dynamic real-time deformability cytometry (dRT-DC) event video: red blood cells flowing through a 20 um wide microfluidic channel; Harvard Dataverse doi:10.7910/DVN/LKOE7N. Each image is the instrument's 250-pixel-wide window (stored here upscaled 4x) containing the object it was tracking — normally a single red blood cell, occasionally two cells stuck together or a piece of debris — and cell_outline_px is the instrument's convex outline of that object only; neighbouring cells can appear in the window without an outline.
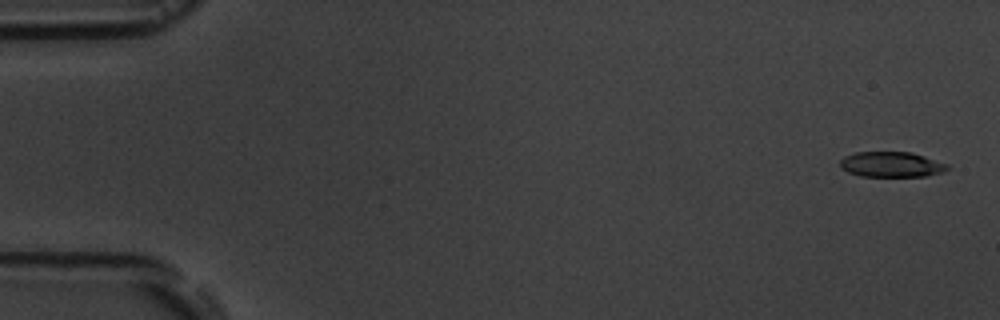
{"species": "common noctule bat (a hibernating species)", "species_latin": "Nyctalus noctula", "temperature_condition": "room temperature", "stored_images_in_passage": 5, "camera_frame_rate_fps": 3000, "um_per_image_px": 0.085, "animal": {"sex": "male", "body_mass_g": 19.5, "forearm_length_mm": 54.6}, "frame": {"image": 1, "passage_image": 1, "time_ms": 0.0, "image_size_px": [1000, 320], "cell_outline_px": [[948, 168], [944, 172], [924, 176], [860, 176], [848, 172], [840, 168], [840, 160], [844, 156], [856, 152], [912, 152], [948, 164]], "centroid_in_image_um": [75.75, 13.97], "position_along_channel_um": 9.3, "area_um2": 15.84}}
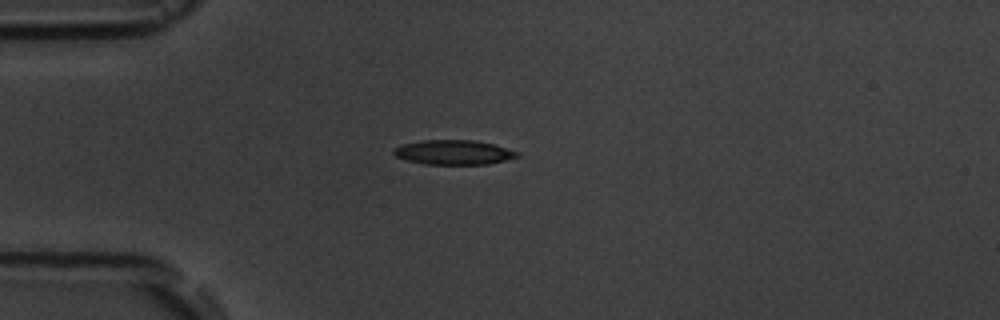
{"frame": {"image": 2, "passage_image": 5, "time_ms": 4.333, "image_size_px": [1000, 320], "cell_outline_px": [[520, 156], [488, 164], [424, 164], [408, 160], [396, 156], [392, 152], [392, 148], [404, 144], [420, 140], [476, 140], [492, 144], [520, 152]], "centroid_in_image_um": [38.55, 12.94], "position_along_channel_um": 46.4, "area_um2": 17.63}}